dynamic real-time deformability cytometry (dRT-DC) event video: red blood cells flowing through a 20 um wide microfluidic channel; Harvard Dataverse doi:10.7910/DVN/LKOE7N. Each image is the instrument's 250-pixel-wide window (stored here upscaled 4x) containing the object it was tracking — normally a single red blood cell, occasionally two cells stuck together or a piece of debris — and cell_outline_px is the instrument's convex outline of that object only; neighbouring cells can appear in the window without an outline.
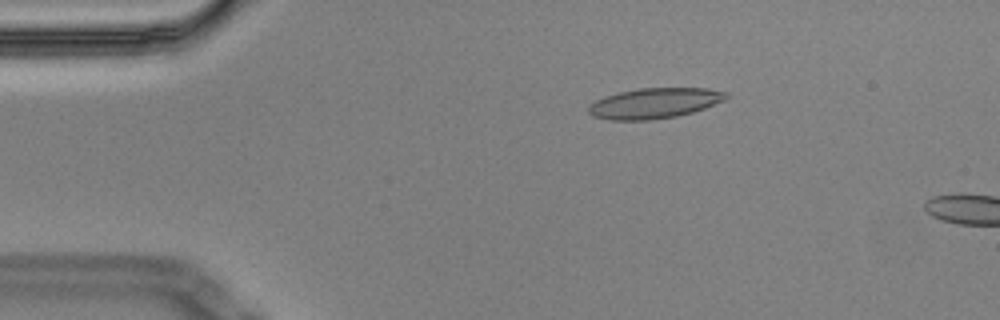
{"species": "Egyptian fruit bat (a non-hibernating species)", "species_latin": "Rousettus aegyptiacus", "temperature_condition": "cold", "stored_images_in_passage": 2, "camera_frame_rate_fps": 3000, "um_per_image_px": 0.085, "animal": {"sex": "male"}, "frame": {"image": 1, "passage_image": 1, "time_ms": 0.0, "image_size_px": [1000, 320], "cell_outline_px": [[728, 96], [724, 100], [704, 108], [692, 112], [676, 116], [652, 120], [608, 120], [592, 116], [588, 112], [588, 108], [596, 100], [604, 96], [620, 92], [640, 88], [708, 88], [728, 92]], "centroid_in_image_um": [55.62, 8.77], "position_along_channel_um": 29.4, "area_um2": 24.33}}